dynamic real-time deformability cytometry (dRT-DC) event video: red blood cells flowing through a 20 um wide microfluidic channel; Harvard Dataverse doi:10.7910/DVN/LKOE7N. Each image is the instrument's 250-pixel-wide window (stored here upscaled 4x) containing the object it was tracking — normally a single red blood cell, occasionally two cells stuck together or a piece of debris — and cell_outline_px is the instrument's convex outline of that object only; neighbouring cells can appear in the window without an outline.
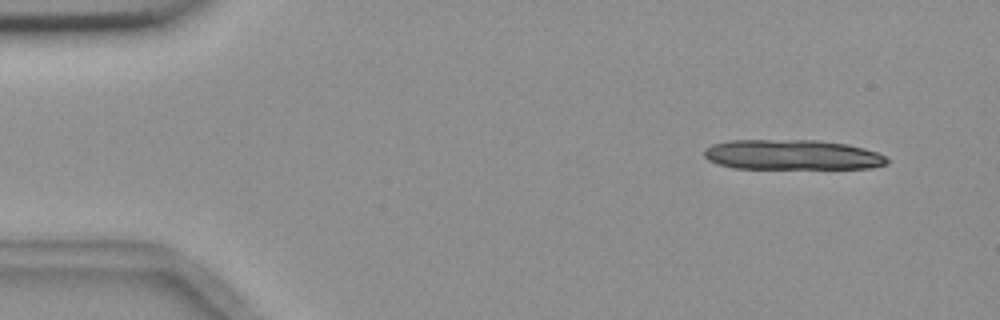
{"species": "common noctule bat (a hibernating species)", "species_latin": "Nyctalus noctula", "temperature_condition": "room temperature", "stored_images_in_passage": 5, "camera_frame_rate_fps": 3000, "um_per_image_px": 0.085, "animal": {"sex": "female", "body_mass_g": 18.4}, "frame": {"image": 1, "passage_image": 1, "time_ms": 0.0, "image_size_px": [1000, 320], "cell_outline_px": [[888, 164], [868, 168], [732, 168], [708, 160], [704, 156], [704, 148], [712, 144], [728, 140], [816, 140], [848, 144], [864, 148], [876, 152], [884, 156], [888, 160]], "centroid_in_image_um": [67.3, 13.15], "position_along_channel_um": 17.7, "area_um2": 32.02}}